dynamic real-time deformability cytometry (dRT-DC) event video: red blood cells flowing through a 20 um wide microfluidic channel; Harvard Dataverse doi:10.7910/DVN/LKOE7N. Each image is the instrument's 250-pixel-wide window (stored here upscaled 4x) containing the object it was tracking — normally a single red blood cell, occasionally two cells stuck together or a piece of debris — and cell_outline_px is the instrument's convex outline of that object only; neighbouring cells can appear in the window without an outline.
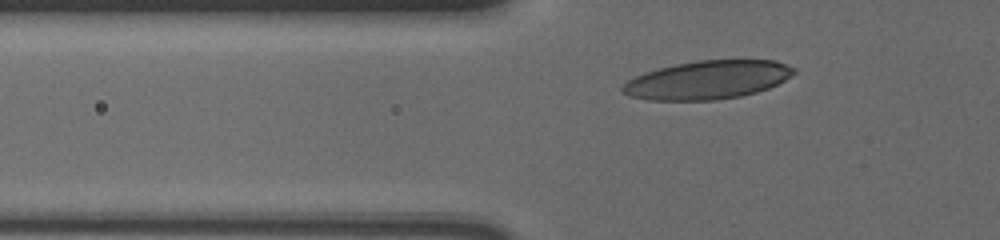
{"species": "human", "species_latin": "Homo sapiens", "temperature_condition": "cold", "stored_images_in_passage": 35, "camera_frame_rate_fps": 3000, "um_per_image_px": 0.085, "donor": {"sex": "male"}, "frame": {"image": 1, "passage_image": 5, "time_ms": 1.333, "image_size_px": [1000, 240], "cell_outline_px": [[796, 72], [792, 76], [768, 88], [756, 92], [740, 96], [716, 100], [648, 100], [628, 96], [620, 92], [620, 88], [628, 80], [644, 72], [676, 64], [696, 60], [776, 60], [796, 68]], "centroid_in_image_um": [60.13, 6.79], "position_along_channel_um": 65.7, "area_um2": 38.49}}
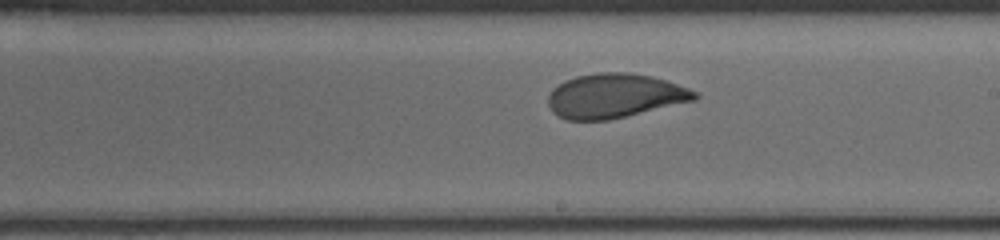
{"frame": {"image": 2, "passage_image": 20, "time_ms": 6.333, "image_size_px": [1000, 240], "cell_outline_px": [[700, 96], [696, 100], [608, 120], [568, 120], [552, 112], [548, 104], [548, 96], [552, 88], [564, 80], [576, 76], [596, 72], [628, 72], [652, 76], [688, 88], [696, 92]], "centroid_in_image_um": [52.22, 8.14], "position_along_channel_um": 236.8, "area_um2": 37.86}}
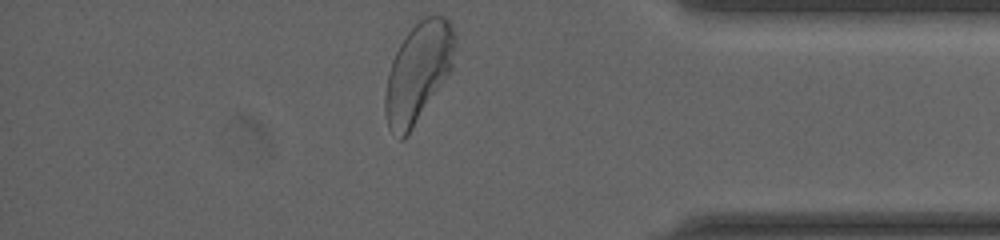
{"frame": {"image": 3, "passage_image": 35, "time_ms": 11.333, "image_size_px": [1000, 240], "cell_outline_px": [[456, 44], [452, 68], [408, 136], [404, 140], [400, 140], [388, 128], [384, 112], [384, 96], [388, 72], [392, 60], [400, 44], [408, 32], [424, 16], [444, 16], [448, 20], [456, 36]], "centroid_in_image_um": [35.52, 6.18], "position_along_channel_um": 399.7, "area_um2": 40.4}, "authors_computed_cell_mechanics": {"area_um2": 38.2058, "velocity_mm_per_s": 3.6021, "shape_relaxation_time_tau1_ms": 3.6501, "shape_relaxation_time_tau2_ms": 0.8303, "deformation_change_tau1": 0.1283, "deformation_change_tau2": 0.0618}}